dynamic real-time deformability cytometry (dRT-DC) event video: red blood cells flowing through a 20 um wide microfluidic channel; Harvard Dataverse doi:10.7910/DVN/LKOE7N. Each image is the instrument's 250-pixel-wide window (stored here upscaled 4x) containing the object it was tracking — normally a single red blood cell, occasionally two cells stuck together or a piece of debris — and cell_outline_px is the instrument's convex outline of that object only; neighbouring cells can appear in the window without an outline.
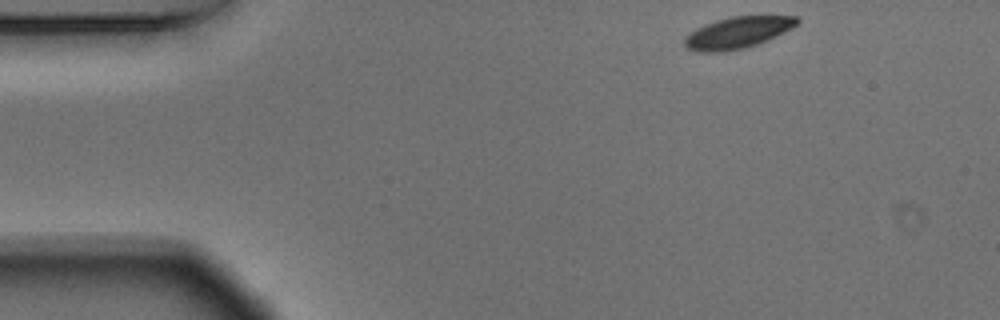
{"species": "Egyptian fruit bat (a non-hibernating species)", "species_latin": "Rousettus aegyptiacus", "temperature_condition": "warm", "stored_images_in_passage": 49, "camera_frame_rate_fps": 3000, "um_per_image_px": 0.085, "animal": {"sex": "male"}, "frame": {"image": 1, "passage_image": 1, "time_ms": 0.0, "image_size_px": [1000, 320], "cell_outline_px": [[800, 20], [792, 28], [784, 32], [756, 44], [744, 48], [720, 52], [700, 52], [688, 48], [684, 44], [684, 36], [696, 28], [704, 24], [716, 20], [732, 16], [796, 16]], "centroid_in_image_um": [62.66, 2.76], "position_along_channel_um": 22.3, "area_um2": 20.46}}
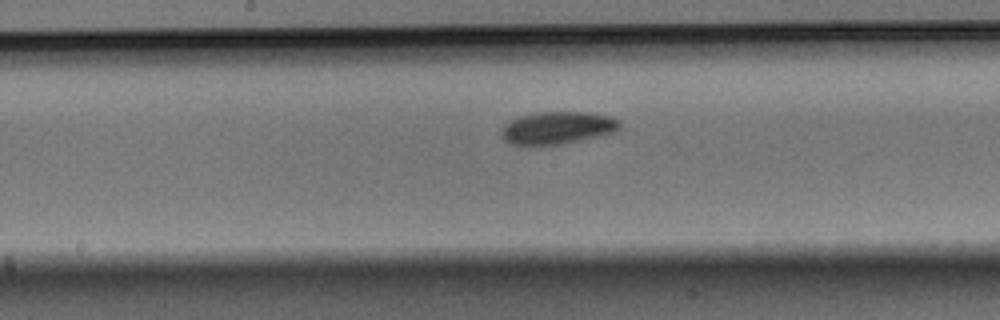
{"frame": {"image": 2, "passage_image": 22, "time_ms": 7.0, "image_size_px": [1000, 320], "cell_outline_px": [[620, 124], [612, 132], [560, 144], [508, 144], [500, 136], [500, 128], [508, 120], [516, 116], [540, 112], [588, 112], [608, 116], [620, 120]], "centroid_in_image_um": [47.26, 10.84], "position_along_channel_um": 200.9, "area_um2": 22.14}}
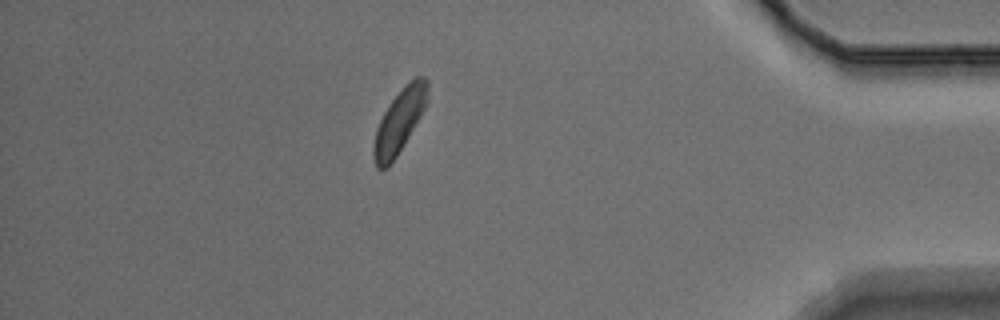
{"frame": {"image": 3, "passage_image": 42, "time_ms": 13.667, "image_size_px": [1000, 320], "cell_outline_px": [[428, 100], [420, 116], [396, 156], [384, 168], [376, 168], [372, 156], [372, 148], [376, 128], [384, 112], [392, 100], [416, 76], [424, 76], [428, 80]], "centroid_in_image_um": [33.93, 10.3], "position_along_channel_um": 401.3, "area_um2": 19.31}, "authors_computed_cell_mechanics": {"area_um2": 21.3282, "velocity_mm_per_s": 3.6353, "shape_relaxation_time_tau1_ms": 2.3587, "shape_relaxation_time_tau2_ms": null, "deformation_change_tau1": 0.0917, "deformation_change_tau2": null}}